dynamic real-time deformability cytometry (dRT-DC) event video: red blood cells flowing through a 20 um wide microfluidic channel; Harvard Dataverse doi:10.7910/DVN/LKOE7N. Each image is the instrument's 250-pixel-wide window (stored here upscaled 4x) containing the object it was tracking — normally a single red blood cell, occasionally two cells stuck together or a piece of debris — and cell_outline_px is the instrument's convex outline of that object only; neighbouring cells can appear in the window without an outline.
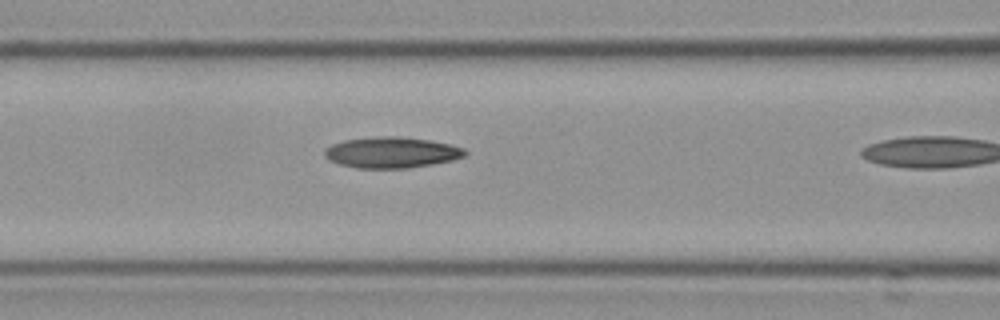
{"species": "Egyptian fruit bat (a non-hibernating species)", "species_latin": "Rousettus aegyptiacus", "temperature_condition": "cold", "stored_images_in_passage": 10, "camera_frame_rate_fps": 3000, "um_per_image_px": 0.085, "frame": {"image": 1, "passage_image": 9, "time_ms": 2.667, "image_size_px": [1000, 320], "cell_outline_px": [[468, 152], [464, 156], [452, 160], [432, 164], [404, 168], [360, 168], [340, 164], [324, 156], [324, 152], [332, 144], [344, 140], [380, 136], [400, 136], [428, 140], [452, 144], [464, 148]], "centroid_in_image_um": [33.32, 12.95], "position_along_channel_um": 133.3, "area_um2": 25.09}}